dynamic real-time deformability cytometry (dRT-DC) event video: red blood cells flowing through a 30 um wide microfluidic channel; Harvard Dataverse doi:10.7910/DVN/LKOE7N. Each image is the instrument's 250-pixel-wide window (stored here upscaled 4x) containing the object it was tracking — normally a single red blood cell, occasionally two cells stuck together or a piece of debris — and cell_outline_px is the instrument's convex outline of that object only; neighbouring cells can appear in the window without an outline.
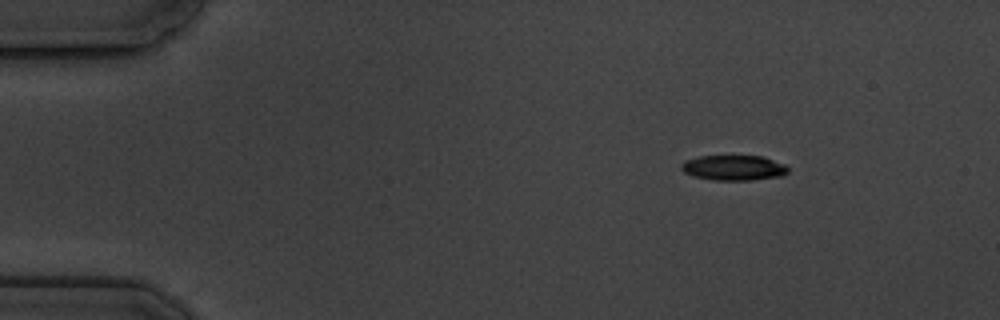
{"species": "common noctule bat (a hibernating species)", "species_latin": "Nyctalus noctula", "temperature_condition": "cold", "stored_images_in_passage": 5, "camera_frame_rate_fps": 3000, "um_per_image_px": 0.085, "animal": {"sex": "male", "body_mass_g": 19.5, "forearm_length_mm": 54.6}, "frame": {"image": 1, "passage_image": 1, "time_ms": 0.0, "image_size_px": [1000, 320], "cell_outline_px": [[788, 172], [784, 176], [752, 180], [712, 180], [692, 176], [684, 172], [680, 168], [680, 164], [684, 160], [700, 156], [764, 156], [784, 164], [788, 168]], "centroid_in_image_um": [62.35, 14.26], "position_along_channel_um": 22.6, "area_um2": 15.9}}
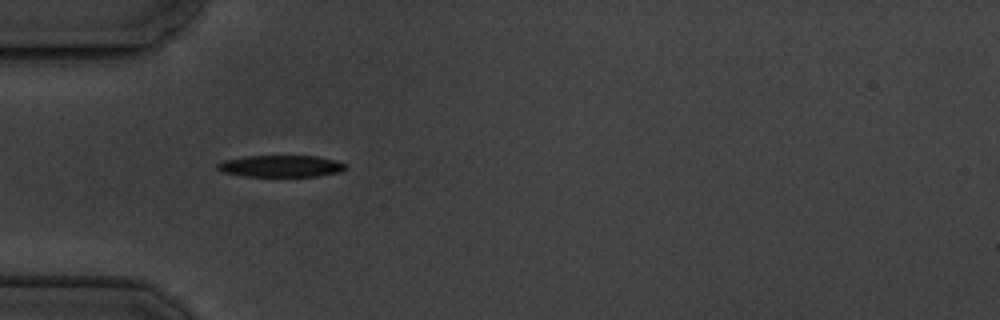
{"frame": {"image": 2, "passage_image": 4, "time_ms": 3.333, "image_size_px": [1000, 320], "cell_outline_px": [[348, 168], [340, 172], [320, 176], [244, 176], [224, 172], [216, 168], [216, 164], [224, 160], [244, 156], [316, 156], [336, 160], [348, 164]], "centroid_in_image_um": [23.92, 14.12], "position_along_channel_um": 61.1, "area_um2": 16.36}}